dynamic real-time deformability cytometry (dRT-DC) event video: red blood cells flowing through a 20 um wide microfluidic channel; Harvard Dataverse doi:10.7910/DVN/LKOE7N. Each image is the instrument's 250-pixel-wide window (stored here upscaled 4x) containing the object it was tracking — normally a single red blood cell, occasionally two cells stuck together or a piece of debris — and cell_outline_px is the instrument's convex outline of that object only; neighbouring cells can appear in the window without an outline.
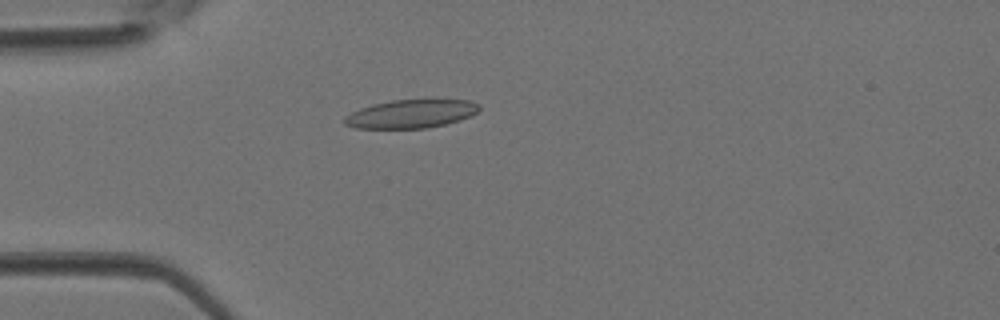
{"species": "Egyptian fruit bat (a non-hibernating species)", "species_latin": "Rousettus aegyptiacus", "temperature_condition": "room temperature", "stored_images_in_passage": 2, "camera_frame_rate_fps": 3000, "um_per_image_px": 0.085, "animal": {"sex": "female"}, "frame": {"image": 1, "passage_image": 2, "time_ms": 0.333, "image_size_px": [1000, 320], "cell_outline_px": [[480, 108], [476, 112], [460, 120], [428, 128], [356, 128], [344, 124], [344, 116], [360, 108], [372, 104], [392, 100], [472, 100], [480, 104]], "centroid_in_image_um": [34.92, 9.67], "position_along_channel_um": 50.1, "area_um2": 22.2}}